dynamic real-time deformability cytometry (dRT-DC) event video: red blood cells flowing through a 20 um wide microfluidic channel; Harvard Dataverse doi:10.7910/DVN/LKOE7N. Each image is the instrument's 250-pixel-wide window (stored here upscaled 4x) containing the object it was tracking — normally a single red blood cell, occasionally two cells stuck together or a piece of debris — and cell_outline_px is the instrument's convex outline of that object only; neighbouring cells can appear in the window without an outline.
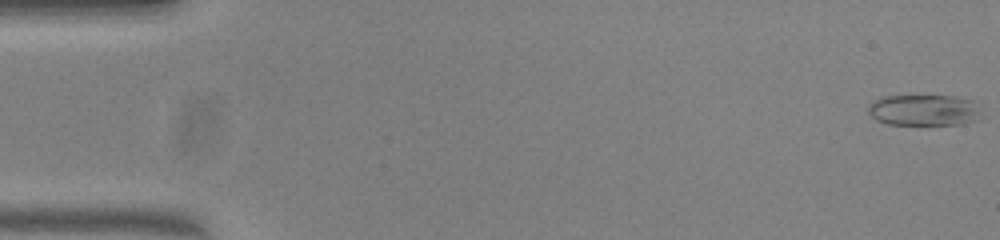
{"species": "common noctule bat (a hibernating species)", "species_latin": "Nyctalus noctula", "temperature_condition": "warm", "stored_images_in_passage": 53, "camera_frame_rate_fps": 3000, "um_per_image_px": 0.085, "animal": {"sex": "female", "body_mass_g": 23.0, "forearm_length_mm": 53.4}, "frame": {"image": 1, "passage_image": 1, "time_ms": 0.0, "image_size_px": [1000, 240], "cell_outline_px": [[980, 120], [964, 124], [888, 124], [876, 120], [868, 112], [868, 104], [872, 100], [880, 96], [956, 96], [972, 100], [980, 104]], "centroid_in_image_um": [78.57, 9.35], "position_along_channel_um": 6.4, "area_um2": 20.92}}
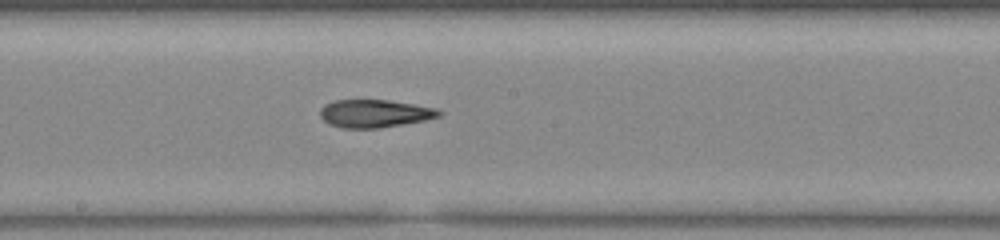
{"frame": {"image": 2, "passage_image": 29, "time_ms": 9.333, "image_size_px": [1000, 240], "cell_outline_px": [[444, 112], [440, 116], [424, 120], [380, 128], [344, 128], [328, 124], [320, 116], [320, 108], [324, 104], [332, 100], [388, 100], [440, 108]], "centroid_in_image_um": [31.86, 9.64], "position_along_channel_um": 216.3, "area_um2": 19.48}}
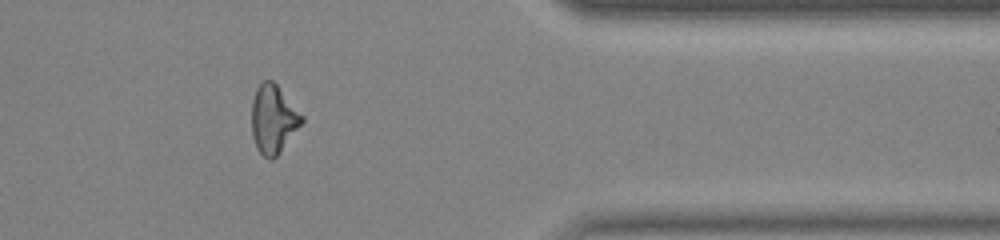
{"frame": {"image": 3, "passage_image": 44, "time_ms": 14.333, "image_size_px": [1000, 240], "cell_outline_px": [[304, 120], [276, 156], [272, 160], [268, 160], [256, 148], [252, 136], [252, 100], [256, 88], [264, 80], [272, 80], [276, 84], [304, 116]], "centroid_in_image_um": [23.21, 10.12], "position_along_channel_um": 388.2, "area_um2": 19.77}, "authors_computed_cell_mechanics": {"area_um2": 20.1722, "velocity_mm_per_s": 3.8526, "shape_relaxation_time_tau1_ms": null, "shape_relaxation_time_tau2_ms": 3.1909, "deformation_change_tau1": null, "deformation_change_tau2": 0.1277}}